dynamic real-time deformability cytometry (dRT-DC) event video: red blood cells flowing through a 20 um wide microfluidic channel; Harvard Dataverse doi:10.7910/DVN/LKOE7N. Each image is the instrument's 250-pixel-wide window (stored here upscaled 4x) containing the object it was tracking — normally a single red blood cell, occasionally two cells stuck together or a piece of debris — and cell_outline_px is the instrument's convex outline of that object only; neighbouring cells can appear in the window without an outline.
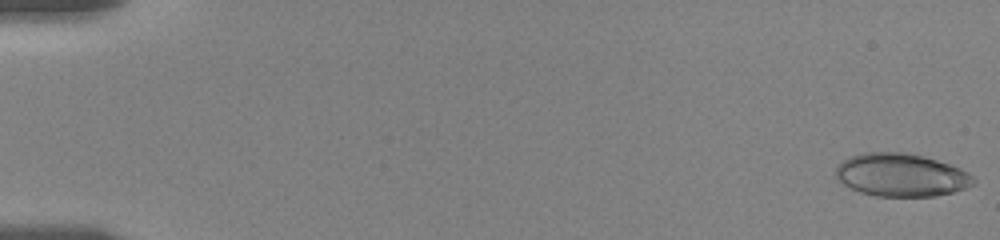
{"species": "human", "species_latin": "Homo sapiens", "temperature_condition": "room temperature", "stored_images_in_passage": 70, "camera_frame_rate_fps": 3000, "um_per_image_px": 0.085, "donor": {"sex": "female"}, "frame": {"image": 1, "passage_image": 1, "time_ms": 0.0, "image_size_px": [1000, 240], "cell_outline_px": [[976, 184], [952, 192], [936, 196], [876, 196], [860, 192], [836, 180], [836, 168], [848, 156], [864, 152], [908, 152], [924, 156], [960, 168], [968, 172], [976, 180]], "centroid_in_image_um": [76.6, 14.87], "position_along_channel_um": 8.4, "area_um2": 34.56}}
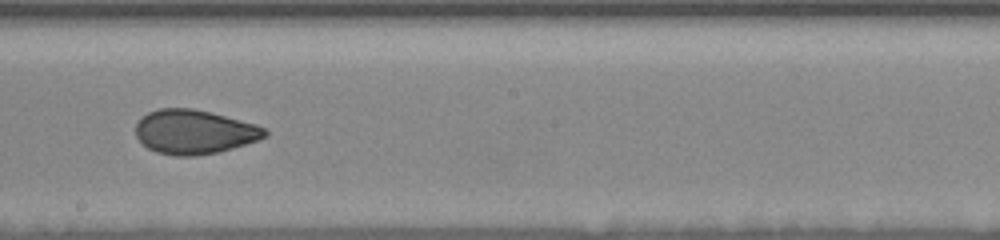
{"frame": {"image": 2, "passage_image": 42, "time_ms": 10.667, "image_size_px": [1000, 240], "cell_outline_px": [[268, 136], [232, 148], [216, 152], [192, 156], [172, 156], [156, 152], [148, 148], [136, 136], [136, 124], [140, 116], [148, 112], [160, 108], [192, 108], [212, 112], [256, 124], [264, 128], [268, 132]], "centroid_in_image_um": [16.49, 11.2], "position_along_channel_um": 231.7, "area_um2": 33.29}}
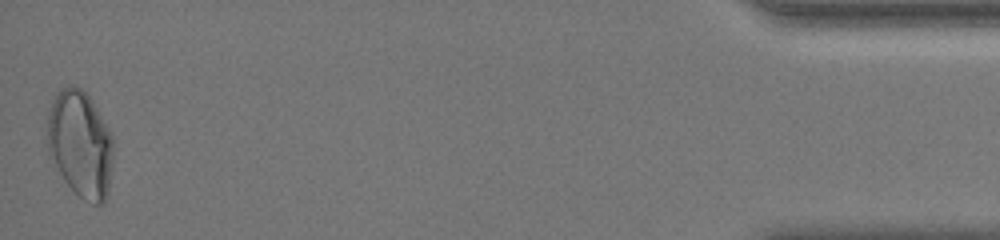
{"frame": {"image": 3, "passage_image": 70, "time_ms": 18.333, "image_size_px": [1000, 240], "cell_outline_px": [[112, 164], [108, 192], [104, 204], [92, 204], [84, 200], [64, 180], [48, 152], [48, 112], [52, 100], [56, 92], [60, 88], [68, 84], [72, 84], [80, 88], [92, 100], [108, 128], [112, 136]], "centroid_in_image_um": [6.82, 12.22], "position_along_channel_um": 428.4, "area_um2": 40.92}, "authors_computed_cell_mechanics": {"area_um2": 34.2176, "velocity_mm_per_s": 3.6133, "shape_relaxation_time_tau1_ms": null, "shape_relaxation_time_tau2_ms": 1.3788, "deformation_change_tau1": null, "deformation_change_tau2": 0.0532}}